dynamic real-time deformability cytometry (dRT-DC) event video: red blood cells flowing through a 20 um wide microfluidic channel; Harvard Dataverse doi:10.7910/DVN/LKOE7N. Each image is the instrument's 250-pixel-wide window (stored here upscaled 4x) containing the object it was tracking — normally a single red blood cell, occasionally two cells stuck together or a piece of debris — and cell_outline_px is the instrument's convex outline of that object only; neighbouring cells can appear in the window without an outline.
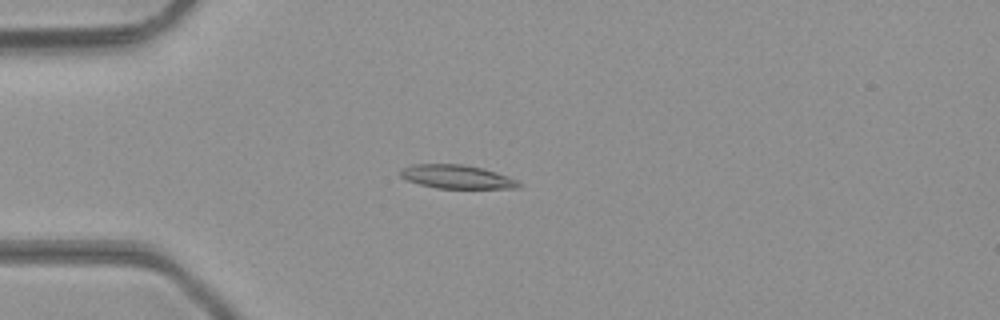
{"species": "common noctule bat (a hibernating species)", "species_latin": "Nyctalus noctula", "temperature_condition": "room temperature", "stored_images_in_passage": 39, "camera_frame_rate_fps": 3000, "um_per_image_px": 0.085, "animal": {"sex": "male", "body_mass_g": 23.1, "forearm_length_mm": 52.7}, "frame": {"image": 1, "passage_image": 5, "time_ms": 1.333, "image_size_px": [1000, 320], "cell_outline_px": [[524, 184], [520, 188], [436, 188], [420, 184], [408, 180], [400, 176], [400, 168], [412, 164], [460, 164], [484, 168], [496, 172], [516, 180]], "centroid_in_image_um": [38.83, 15.02], "position_along_channel_um": 46.2, "area_um2": 16.3}}
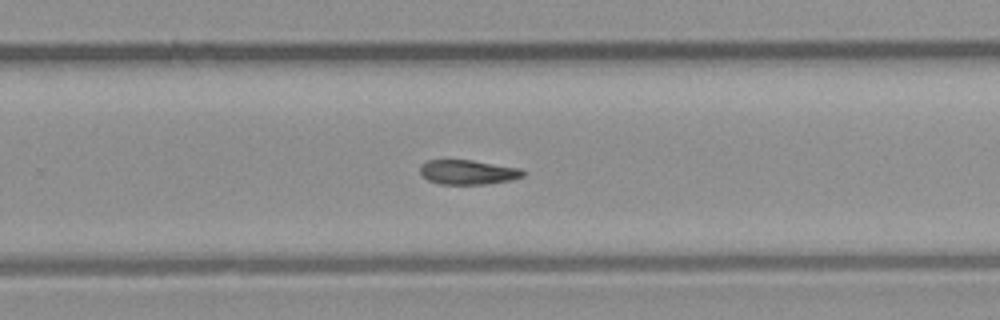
{"frame": {"image": 2, "passage_image": 23, "time_ms": 7.333, "image_size_px": [1000, 320], "cell_outline_px": [[524, 176], [512, 180], [484, 184], [440, 184], [428, 180], [420, 172], [420, 164], [428, 160], [472, 160], [520, 168], [524, 172]], "centroid_in_image_um": [39.77, 14.63], "position_along_channel_um": 290.0, "area_um2": 14.68}}
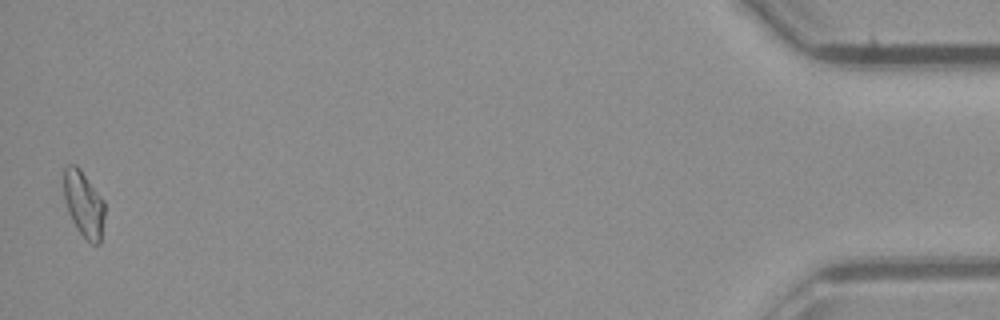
{"frame": {"image": 3, "passage_image": 39, "time_ms": 12.667, "image_size_px": [1000, 320], "cell_outline_px": [[104, 216], [100, 244], [92, 244], [80, 232], [72, 220], [68, 212], [64, 196], [64, 168], [68, 164], [76, 164], [80, 168], [104, 200]], "centroid_in_image_um": [7.12, 17.31], "position_along_channel_um": 428.1, "area_um2": 15.61}, "authors_computed_cell_mechanics": {"area_um2": 15.3748, "velocity_mm_per_s": 4.3903, "shape_relaxation_time_tau1_ms": null, "shape_relaxation_time_tau2_ms": 6.1867, "deformation_change_tau1": null, "deformation_change_tau2": 0.1595}}